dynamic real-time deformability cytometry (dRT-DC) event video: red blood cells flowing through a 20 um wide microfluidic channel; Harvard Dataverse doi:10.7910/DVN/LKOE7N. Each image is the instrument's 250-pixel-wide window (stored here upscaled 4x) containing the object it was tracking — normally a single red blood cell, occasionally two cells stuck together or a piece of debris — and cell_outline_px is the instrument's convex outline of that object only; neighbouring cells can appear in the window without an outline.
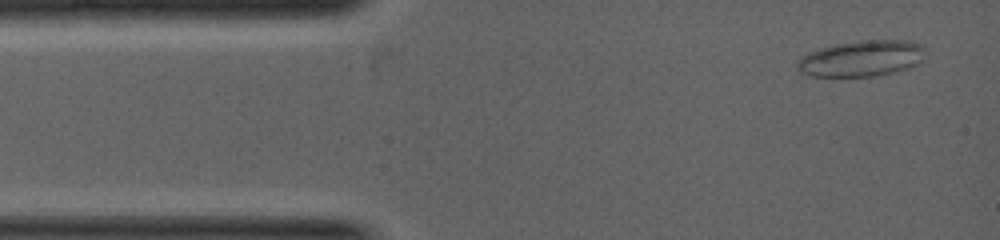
{"species": "common noctule bat (a hibernating species)", "species_latin": "Nyctalus noctula", "temperature_condition": "warm", "stored_images_in_passage": 6, "camera_frame_rate_fps": 5000, "um_per_image_px": 0.085, "animal": {"sex": "female", "body_mass_g": 19.0, "forearm_length_mm": 53.3}, "frame": {"image": 1, "passage_image": 1, "time_ms": 0.0, "image_size_px": [1000, 240], "cell_outline_px": [[924, 48], [920, 60], [916, 64], [892, 72], [876, 76], [808, 76], [800, 72], [796, 68], [796, 64], [800, 56], [808, 52], [820, 48], [836, 44], [860, 40], [908, 40], [920, 44]], "centroid_in_image_um": [73.14, 4.96], "position_along_channel_um": 11.9, "area_um2": 26.7}}
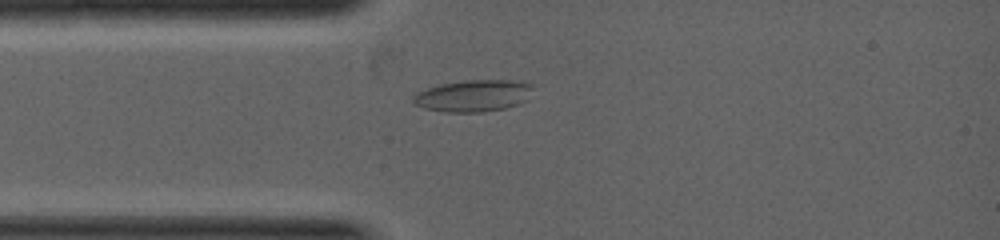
{"frame": {"image": 2, "passage_image": 5, "time_ms": 1.2, "image_size_px": [1000, 240], "cell_outline_px": [[532, 88], [528, 100], [520, 104], [504, 108], [484, 112], [444, 112], [424, 108], [416, 104], [412, 100], [412, 96], [416, 92], [440, 84], [464, 80], [512, 80], [532, 84]], "centroid_in_image_um": [40.24, 8.14], "position_along_channel_um": 44.8, "area_um2": 22.31}}